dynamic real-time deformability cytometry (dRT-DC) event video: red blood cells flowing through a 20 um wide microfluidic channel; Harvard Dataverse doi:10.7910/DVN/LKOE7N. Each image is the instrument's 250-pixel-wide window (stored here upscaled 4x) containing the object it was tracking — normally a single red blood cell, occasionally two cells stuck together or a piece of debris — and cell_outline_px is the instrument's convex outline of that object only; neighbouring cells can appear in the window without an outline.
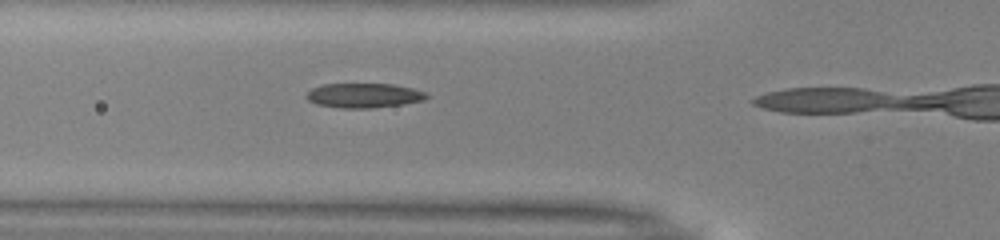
{"species": "common noctule bat (a hibernating species)", "species_latin": "Nyctalus noctula", "temperature_condition": "warm", "stored_images_in_passage": 10, "camera_frame_rate_fps": 3000, "um_per_image_px": 0.085, "animal": {"sex": "male", "body_mass_g": 13.0, "forearm_length_mm": 53.1}, "frame": {"image": 1, "passage_image": 9, "time_ms": 2.667, "image_size_px": [1000, 240], "cell_outline_px": [[428, 96], [424, 100], [404, 104], [372, 108], [340, 108], [316, 104], [308, 100], [304, 96], [312, 88], [324, 84], [392, 84], [412, 88], [424, 92]], "centroid_in_image_um": [30.9, 8.12], "position_along_channel_um": 94.9, "area_um2": 17.17}}